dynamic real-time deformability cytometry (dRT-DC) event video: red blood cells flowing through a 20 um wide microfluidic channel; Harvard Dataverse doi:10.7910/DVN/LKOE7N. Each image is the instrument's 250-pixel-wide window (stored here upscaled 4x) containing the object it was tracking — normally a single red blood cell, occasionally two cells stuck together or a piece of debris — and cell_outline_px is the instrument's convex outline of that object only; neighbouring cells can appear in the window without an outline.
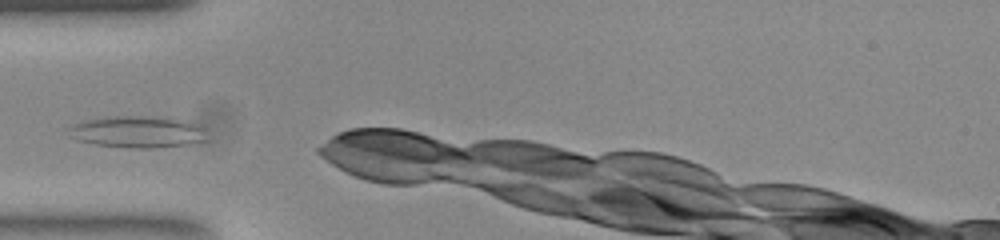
{"species": "common noctule bat (a hibernating species)", "species_latin": "Nyctalus noctula", "temperature_condition": "room temperature", "stored_images_in_passage": 6, "camera_frame_rate_fps": 3000, "um_per_image_px": 0.085, "animal": {"sex": "female", "body_mass_g": 23.0, "forearm_length_mm": 53.4}, "frame": {"image": 1, "passage_image": 1, "time_ms": 0.0, "image_size_px": [1000, 240], "cell_outline_px": [[196, 128], [180, 144], [148, 148], [140, 148], [100, 144], [84, 140], [76, 128], [76, 124], [92, 120], [116, 116], [168, 116]], "centroid_in_image_um": [11.51, 11.16], "position_along_channel_um": 73.5, "area_um2": 21.56}}